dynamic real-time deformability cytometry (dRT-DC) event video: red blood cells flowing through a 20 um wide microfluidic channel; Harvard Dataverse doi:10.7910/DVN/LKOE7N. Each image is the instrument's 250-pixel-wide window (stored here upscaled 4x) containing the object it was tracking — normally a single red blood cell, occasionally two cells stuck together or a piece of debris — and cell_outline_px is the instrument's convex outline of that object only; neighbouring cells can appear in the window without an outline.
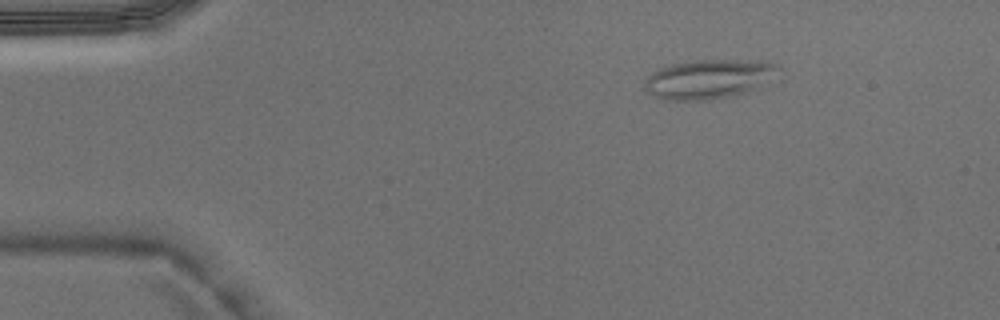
{"species": "Egyptian fruit bat (a non-hibernating species)", "species_latin": "Rousettus aegyptiacus", "temperature_condition": "warm", "stored_images_in_passage": 3, "camera_frame_rate_fps": 3000, "um_per_image_px": 0.085, "animal": {"sex": "male"}, "frame": {"image": 1, "passage_image": 1, "time_ms": 0.0, "image_size_px": [1000, 320], "cell_outline_px": [[780, 80], [744, 92], [728, 96], [704, 100], [668, 100], [656, 96], [648, 92], [644, 88], [644, 80], [652, 72], [668, 64], [692, 60], [764, 60], [776, 64], [780, 68]], "centroid_in_image_um": [60.35, 6.69], "position_along_channel_um": 24.7, "area_um2": 31.27}}